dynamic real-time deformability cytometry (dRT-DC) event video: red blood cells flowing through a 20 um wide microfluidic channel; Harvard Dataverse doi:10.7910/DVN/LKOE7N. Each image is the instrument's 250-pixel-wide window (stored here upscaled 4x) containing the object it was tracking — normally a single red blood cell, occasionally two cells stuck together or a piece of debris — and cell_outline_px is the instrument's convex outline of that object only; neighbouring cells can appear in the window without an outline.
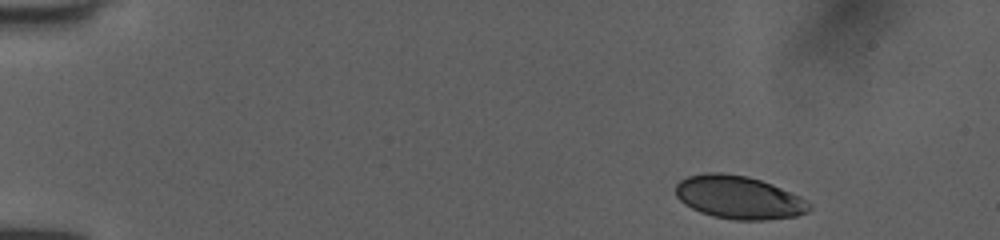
{"species": "human", "species_latin": "Homo sapiens", "temperature_condition": "room temperature", "stored_images_in_passage": 46, "camera_frame_rate_fps": 3000, "um_per_image_px": 0.085, "donor": {"sex": "female"}, "frame": {"image": 1, "passage_image": 1, "time_ms": 0.0, "image_size_px": [1000, 240], "cell_outline_px": [[812, 208], [808, 212], [796, 216], [764, 220], [736, 220], [712, 216], [700, 212], [684, 204], [676, 196], [676, 184], [680, 180], [688, 176], [704, 172], [720, 172], [748, 176], [772, 184], [800, 196], [808, 200], [812, 204]], "centroid_in_image_um": [62.81, 16.78], "position_along_channel_um": 22.2, "area_um2": 33.81}}
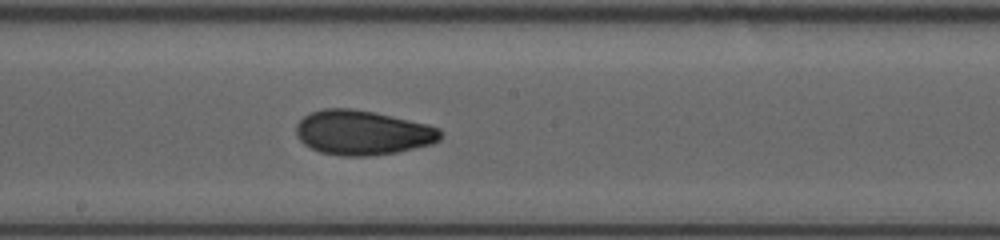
{"frame": {"image": 2, "passage_image": 24, "time_ms": 7.667, "image_size_px": [1000, 240], "cell_outline_px": [[444, 132], [440, 140], [432, 144], [396, 152], [368, 156], [340, 156], [320, 152], [304, 144], [296, 136], [296, 124], [304, 116], [312, 112], [324, 108], [352, 108], [376, 112], [428, 124], [440, 128]], "centroid_in_image_um": [30.84, 11.27], "position_along_channel_um": 217.4, "area_um2": 37.8}}
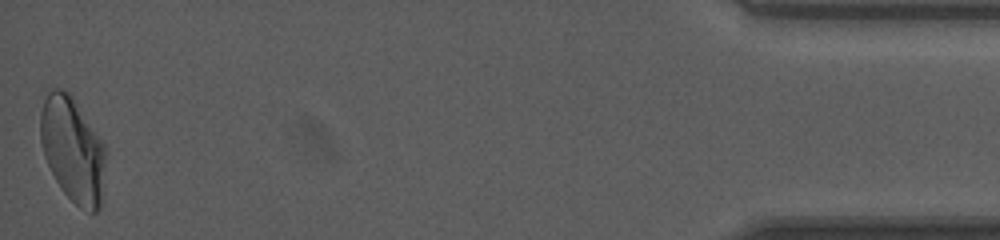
{"frame": {"image": 3, "passage_image": 46, "time_ms": 15.0, "image_size_px": [1000, 240], "cell_outline_px": [[104, 156], [100, 208], [96, 212], [88, 212], [80, 208], [60, 188], [44, 156], [40, 140], [40, 112], [44, 100], [48, 92], [52, 88], [60, 88], [68, 92], [72, 96], [104, 144]], "centroid_in_image_um": [6.14, 12.7], "position_along_channel_um": 429.1, "area_um2": 39.3}, "authors_computed_cell_mechanics": {"area_um2": 36.8475, "velocity_mm_per_s": 4.0091, "shape_relaxation_time_tau1_ms": 5.6317, "shape_relaxation_time_tau2_ms": 1.486, "deformation_change_tau1": 0.1553, "deformation_change_tau2": 0.0578}}